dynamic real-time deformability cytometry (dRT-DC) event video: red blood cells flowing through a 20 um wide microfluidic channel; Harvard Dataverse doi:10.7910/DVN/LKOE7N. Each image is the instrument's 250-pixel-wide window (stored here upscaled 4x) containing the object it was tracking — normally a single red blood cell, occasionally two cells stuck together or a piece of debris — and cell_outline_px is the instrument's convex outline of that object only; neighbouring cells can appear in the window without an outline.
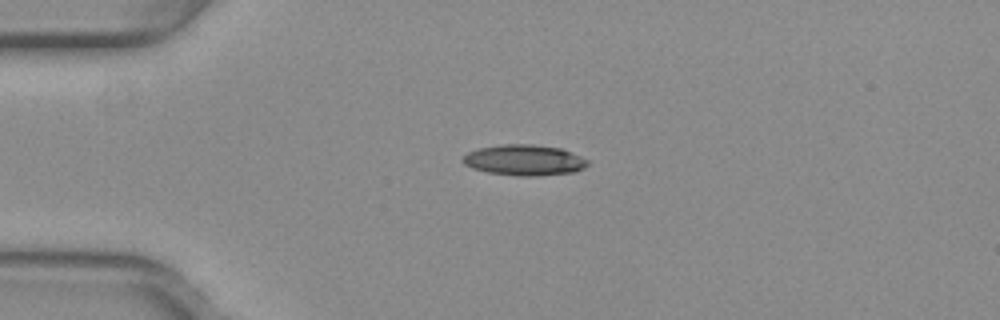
{"species": "common noctule bat (a hibernating species)", "species_latin": "Nyctalus noctula", "temperature_condition": "warm", "stored_images_in_passage": 40, "camera_frame_rate_fps": 3000, "um_per_image_px": 0.085, "animal": {"sex": "female", "body_mass_g": 29.2, "forearm_length_mm": 56.3}, "frame": {"image": 1, "passage_image": 1, "time_ms": 0.0, "image_size_px": [1000, 320], "cell_outline_px": [[588, 164], [584, 168], [576, 172], [536, 176], [516, 176], [488, 172], [472, 168], [464, 164], [460, 160], [468, 152], [480, 148], [500, 144], [532, 144], [560, 148], [580, 156], [588, 160]], "centroid_in_image_um": [44.56, 13.61], "position_along_channel_um": 40.4, "area_um2": 22.43}}
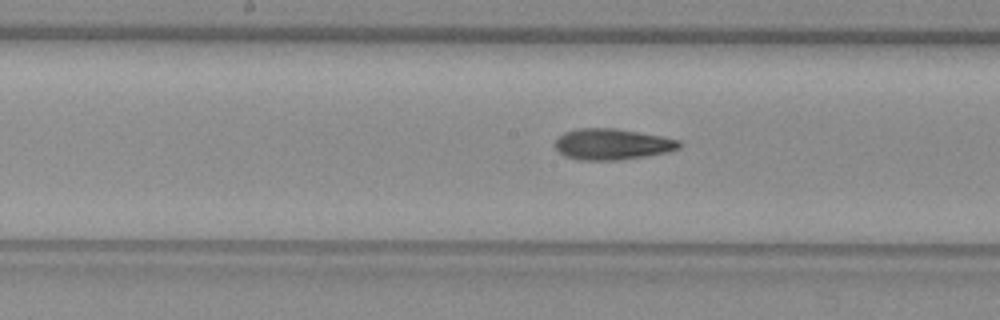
{"frame": {"image": 2, "passage_image": 15, "time_ms": 4.667, "image_size_px": [1000, 320], "cell_outline_px": [[684, 144], [680, 148], [668, 152], [620, 160], [576, 160], [564, 156], [552, 144], [564, 132], [576, 128], [616, 128], [660, 136], [680, 140]], "centroid_in_image_um": [52.02, 12.26], "position_along_channel_um": 196.2, "area_um2": 22.66}}
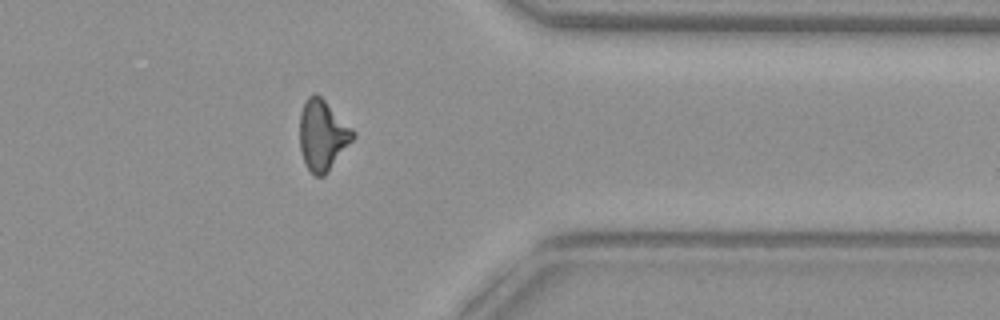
{"frame": {"image": 3, "passage_image": 30, "time_ms": 9.667, "image_size_px": [1000, 320], "cell_outline_px": [[356, 136], [324, 176], [316, 176], [304, 164], [300, 152], [300, 112], [308, 96], [316, 92], [356, 132]], "centroid_in_image_um": [27.4, 11.49], "position_along_channel_um": 384.0, "area_um2": 21.73}, "authors_computed_cell_mechanics": {"area_um2": 21.7328, "velocity_mm_per_s": 4.0019, "shape_relaxation_time_tau1_ms": null, "shape_relaxation_time_tau2_ms": 3.7724, "deformation_change_tau1": null, "deformation_change_tau2": 0.1283}}